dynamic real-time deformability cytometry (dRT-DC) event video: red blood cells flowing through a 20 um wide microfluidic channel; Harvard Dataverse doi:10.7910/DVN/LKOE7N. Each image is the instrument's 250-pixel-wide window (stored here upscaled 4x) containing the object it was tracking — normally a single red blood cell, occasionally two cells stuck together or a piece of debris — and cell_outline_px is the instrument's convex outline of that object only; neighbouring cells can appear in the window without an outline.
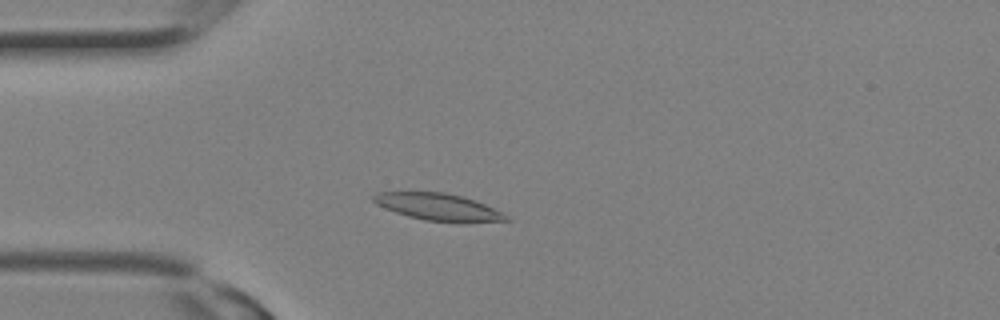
{"species": "Egyptian fruit bat (a non-hibernating species)", "species_latin": "Rousettus aegyptiacus", "temperature_condition": "room temperature", "stored_images_in_passage": 16, "camera_frame_rate_fps": 3000, "um_per_image_px": 0.085, "animal": {"sex": "female"}, "frame": {"image": 1, "passage_image": 3, "time_ms": 0.667, "image_size_px": [1000, 320], "cell_outline_px": [[512, 220], [424, 220], [408, 216], [396, 212], [376, 204], [372, 200], [372, 196], [376, 192], [444, 192], [464, 196], [476, 200], [504, 212]], "centroid_in_image_um": [37.21, 17.54], "position_along_channel_um": 47.8, "area_um2": 20.23}}
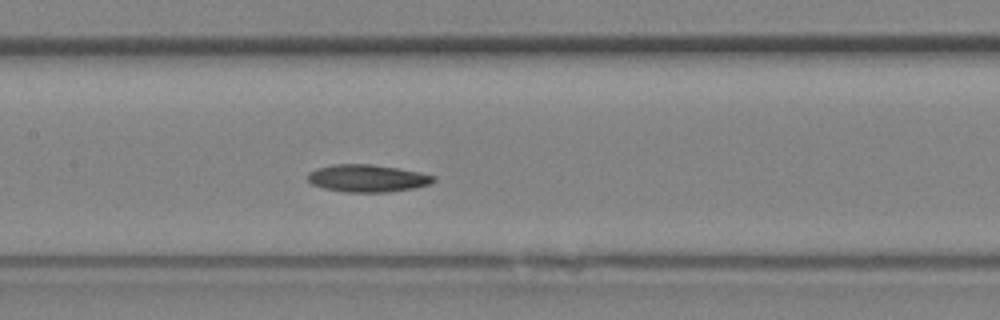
{"frame": {"image": 2, "passage_image": 9, "time_ms": 2.667, "image_size_px": [1000, 320], "cell_outline_px": [[436, 180], [428, 184], [412, 188], [388, 192], [344, 192], [324, 188], [312, 184], [308, 180], [308, 172], [316, 168], [332, 164], [372, 164], [420, 172], [436, 176]], "centroid_in_image_um": [31.2, 15.15], "position_along_channel_um": 176.2, "area_um2": 20.06}}
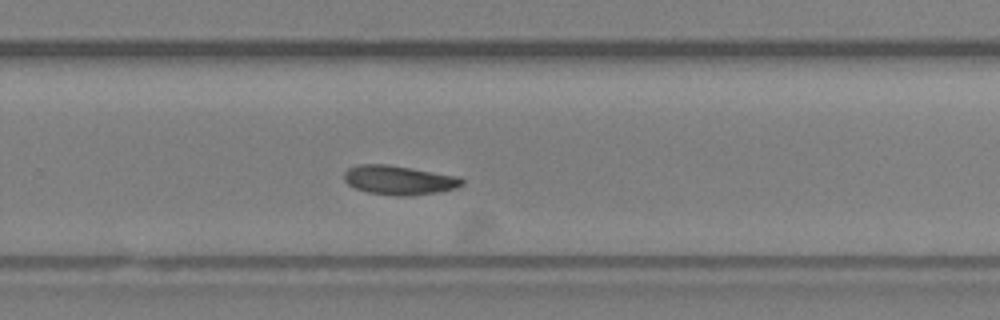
{"frame": {"image": 3, "passage_image": 14, "time_ms": 4.333, "image_size_px": [1000, 320], "cell_outline_px": [[464, 184], [456, 188], [440, 192], [408, 196], [396, 196], [368, 192], [356, 188], [348, 184], [344, 180], [344, 172], [348, 168], [360, 164], [388, 164], [456, 176], [464, 180]], "centroid_in_image_um": [33.91, 15.31], "position_along_channel_um": 295.9, "area_um2": 20.0}}